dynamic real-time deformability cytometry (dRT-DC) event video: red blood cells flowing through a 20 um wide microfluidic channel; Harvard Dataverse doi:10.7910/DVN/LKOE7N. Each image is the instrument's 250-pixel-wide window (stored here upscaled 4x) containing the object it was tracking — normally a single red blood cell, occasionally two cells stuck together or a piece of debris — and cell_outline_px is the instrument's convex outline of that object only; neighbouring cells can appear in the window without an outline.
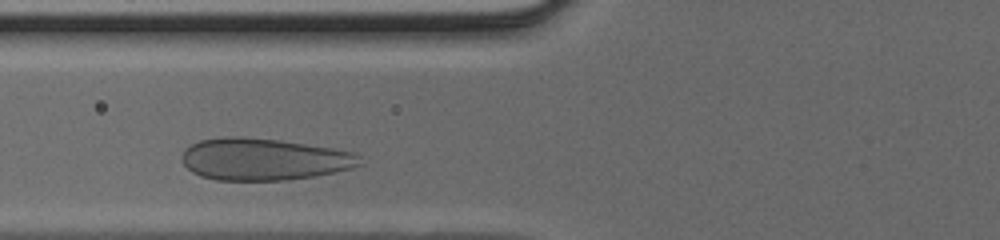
{"species": "human", "species_latin": "Homo sapiens", "temperature_condition": "cold", "stored_images_in_passage": 25, "camera_frame_rate_fps": 3000, "um_per_image_px": 0.085, "donor": {"sex": "male"}, "frame": {"image": 1, "passage_image": 5, "time_ms": 1.333, "image_size_px": [1000, 240], "cell_outline_px": [[360, 164], [348, 168], [316, 176], [284, 180], [216, 180], [200, 176], [192, 172], [184, 164], [184, 148], [200, 140], [224, 136], [236, 136], [280, 140], [352, 152], [360, 156]], "centroid_in_image_um": [22.36, 13.53], "position_along_channel_um": 103.4, "area_um2": 43.0}}
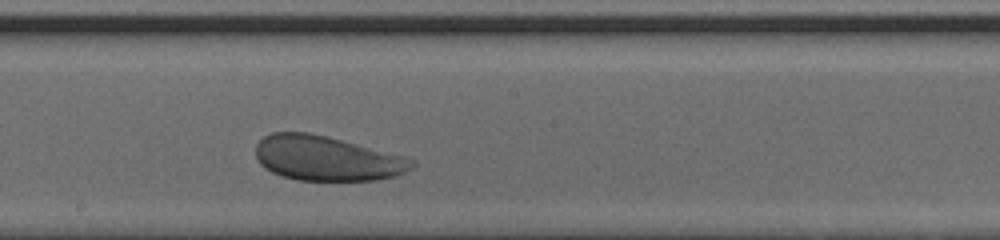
{"frame": {"image": 2, "passage_image": 13, "time_ms": 4.0, "image_size_px": [1000, 240], "cell_outline_px": [[416, 164], [412, 168], [404, 172], [392, 176], [376, 180], [296, 180], [272, 172], [260, 164], [256, 156], [256, 144], [264, 136], [272, 132], [308, 132], [356, 144], [400, 156], [412, 160]], "centroid_in_image_um": [27.7, 13.46], "position_along_channel_um": 220.5, "area_um2": 39.94}}
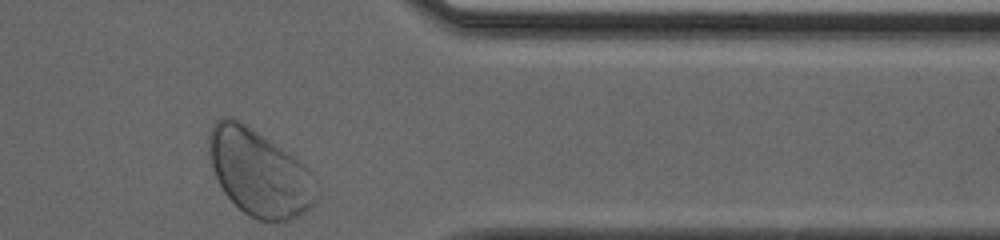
{"frame": {"image": 3, "passage_image": 25, "time_ms": 8.0, "image_size_px": [1000, 240], "cell_outline_px": [[316, 200], [304, 212], [280, 224], [256, 220], [244, 212], [224, 192], [216, 176], [212, 164], [208, 148], [208, 136], [212, 124], [216, 120], [224, 116], [232, 116], [240, 120], [292, 156], [308, 172]], "centroid_in_image_um": [21.94, 14.69], "position_along_channel_um": 389.5, "area_um2": 52.94}}